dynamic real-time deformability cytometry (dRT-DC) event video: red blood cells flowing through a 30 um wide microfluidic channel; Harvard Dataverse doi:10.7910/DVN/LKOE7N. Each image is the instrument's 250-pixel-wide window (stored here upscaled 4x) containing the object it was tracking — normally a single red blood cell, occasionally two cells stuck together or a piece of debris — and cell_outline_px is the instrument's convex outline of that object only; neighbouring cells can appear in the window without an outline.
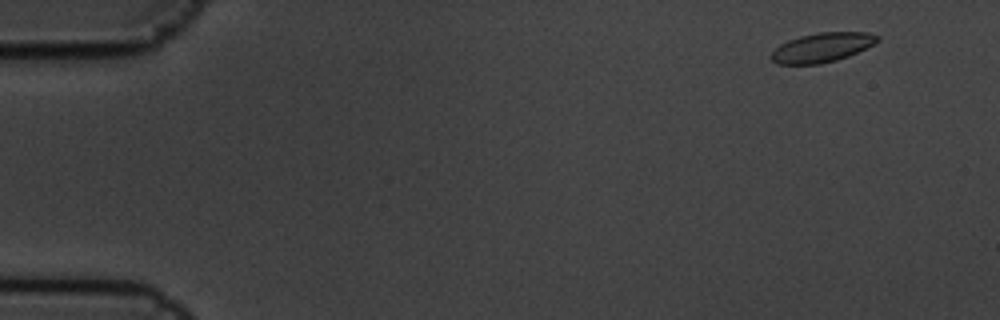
{"species": "common noctule bat (a hibernating species)", "species_latin": "Nyctalus noctula", "temperature_condition": "cold", "stored_images_in_passage": 6, "camera_frame_rate_fps": 3000, "um_per_image_px": 0.085, "animal": {"sex": "male", "body_mass_g": 19.5, "forearm_length_mm": 54.6}, "frame": {"image": 1, "passage_image": 2, "time_ms": 0.333, "image_size_px": [1000, 320], "cell_outline_px": [[880, 40], [848, 56], [836, 60], [820, 64], [776, 64], [772, 60], [772, 52], [780, 44], [788, 40], [800, 36], [820, 32], [868, 32], [880, 36]], "centroid_in_image_um": [69.87, 4.03], "position_along_channel_um": 15.1, "area_um2": 17.98}}
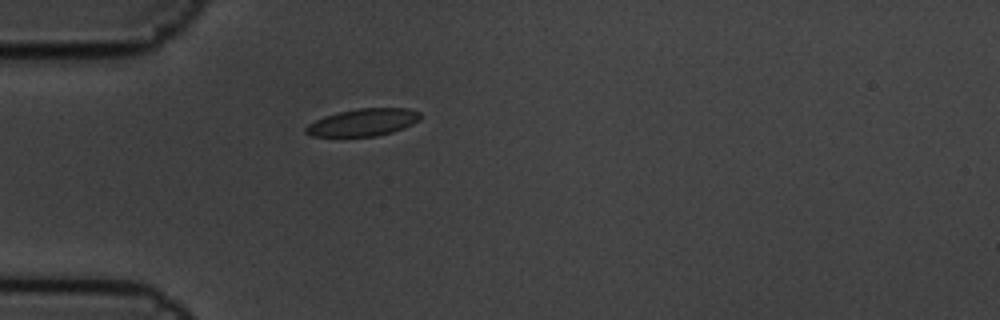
{"frame": {"image": 2, "passage_image": 5, "time_ms": 1.333, "image_size_px": [1000, 320], "cell_outline_px": [[420, 120], [404, 128], [392, 132], [376, 136], [312, 136], [304, 132], [304, 128], [308, 124], [324, 116], [356, 108], [408, 108], [420, 112]], "centroid_in_image_um": [30.87, 10.39], "position_along_channel_um": 54.1, "area_um2": 18.21}}